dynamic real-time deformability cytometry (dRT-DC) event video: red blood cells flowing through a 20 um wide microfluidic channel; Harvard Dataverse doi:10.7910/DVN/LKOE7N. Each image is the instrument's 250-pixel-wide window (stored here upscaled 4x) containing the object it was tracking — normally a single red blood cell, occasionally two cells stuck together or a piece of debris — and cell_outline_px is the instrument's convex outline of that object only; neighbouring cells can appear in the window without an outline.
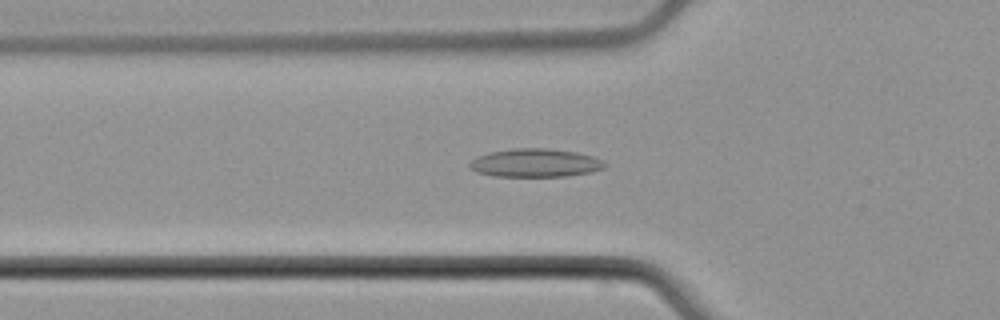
{"species": "common noctule bat (a hibernating species)", "species_latin": "Nyctalus noctula", "temperature_condition": "cold", "stored_images_in_passage": 35, "camera_frame_rate_fps": 3000, "um_per_image_px": 0.085, "animal": {"sex": "male", "body_mass_g": 21.5, "forearm_length_mm": 52.0}, "frame": {"image": 1, "passage_image": 6, "time_ms": 1.667, "image_size_px": [1000, 320], "cell_outline_px": [[608, 164], [604, 168], [592, 172], [568, 176], [496, 176], [476, 172], [468, 168], [468, 164], [476, 156], [488, 152], [512, 148], [548, 148], [576, 152], [592, 156], [604, 160]], "centroid_in_image_um": [45.5, 13.84], "position_along_channel_um": 80.3, "area_um2": 22.6}}
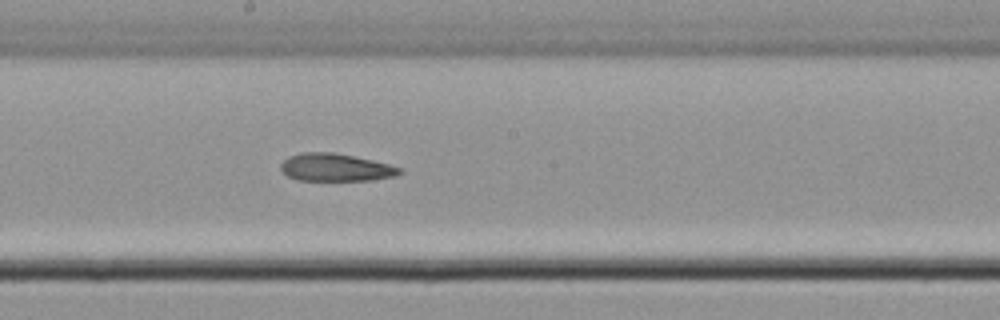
{"frame": {"image": 2, "passage_image": 17, "time_ms": 5.333, "image_size_px": [1000, 320], "cell_outline_px": [[404, 172], [396, 176], [372, 180], [296, 180], [288, 176], [280, 168], [280, 164], [288, 156], [300, 152], [332, 152], [372, 160], [388, 164], [400, 168]], "centroid_in_image_um": [28.51, 14.23], "position_along_channel_um": 219.7, "area_um2": 19.13}}
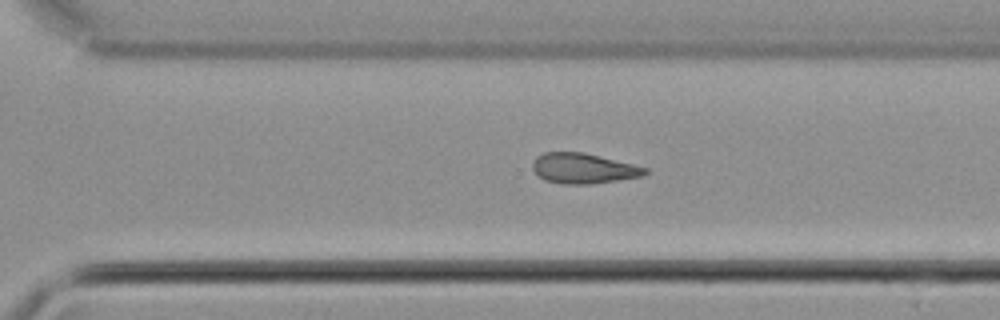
{"frame": {"image": 3, "passage_image": 25, "time_ms": 8.0, "image_size_px": [1000, 320], "cell_outline_px": [[648, 172], [644, 176], [592, 184], [564, 184], [544, 180], [532, 168], [532, 164], [536, 156], [544, 152], [584, 152], [648, 168]], "centroid_in_image_um": [49.59, 14.31], "position_along_channel_um": 321.0, "area_um2": 19.83}, "authors_computed_cell_mechanics": {"area_um2": 19.9988, "velocity_mm_per_s": 3.802, "shape_relaxation_time_tau1_ms": null, "shape_relaxation_time_tau2_ms": 2.3589, "deformation_change_tau1": null, "deformation_change_tau2": 0.0962}}